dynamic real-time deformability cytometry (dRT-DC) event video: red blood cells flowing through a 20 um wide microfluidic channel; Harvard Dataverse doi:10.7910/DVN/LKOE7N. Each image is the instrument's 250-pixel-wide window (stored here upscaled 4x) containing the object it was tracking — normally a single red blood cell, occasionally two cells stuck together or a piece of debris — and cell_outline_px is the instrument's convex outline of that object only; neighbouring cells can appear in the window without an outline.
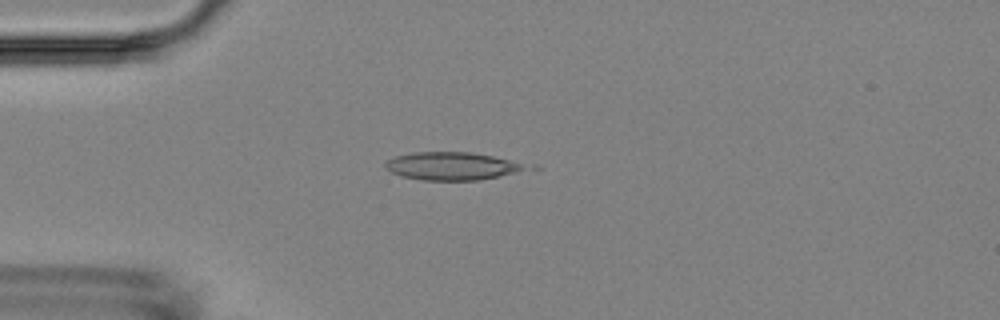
{"species": "Egyptian fruit bat (a non-hibernating species)", "species_latin": "Rousettus aegyptiacus", "temperature_condition": "room temperature", "stored_images_in_passage": 5, "camera_frame_rate_fps": 3000, "um_per_image_px": 0.085, "animal": {"sex": "female"}, "frame": {"image": 1, "passage_image": 4, "time_ms": 3.667, "image_size_px": [1000, 320], "cell_outline_px": [[520, 168], [512, 172], [480, 180], [424, 180], [400, 176], [384, 168], [384, 164], [388, 160], [396, 156], [412, 152], [472, 152], [492, 156], [508, 160], [520, 164]], "centroid_in_image_um": [38.2, 14.11], "position_along_channel_um": 46.8, "area_um2": 22.02}}